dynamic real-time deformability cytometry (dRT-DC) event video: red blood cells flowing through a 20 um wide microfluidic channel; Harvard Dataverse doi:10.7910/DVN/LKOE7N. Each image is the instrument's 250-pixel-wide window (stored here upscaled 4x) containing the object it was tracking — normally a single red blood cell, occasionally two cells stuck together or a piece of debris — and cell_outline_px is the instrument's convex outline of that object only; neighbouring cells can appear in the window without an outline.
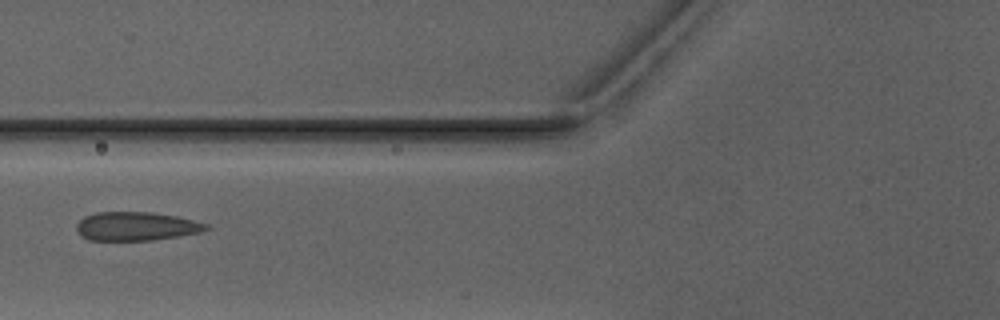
{"species": "Egyptian fruit bat (a non-hibernating species)", "species_latin": "Rousettus aegyptiacus", "temperature_condition": "warm", "stored_images_in_passage": 5, "camera_frame_rate_fps": 3000, "um_per_image_px": 0.085, "animal": {"sex": "male"}, "frame": {"image": 1, "passage_image": 5, "time_ms": 4.667, "image_size_px": [1000, 320], "cell_outline_px": [[212, 228], [200, 232], [152, 240], [88, 240], [76, 228], [76, 224], [84, 216], [96, 212], [152, 212], [176, 216], [208, 224]], "centroid_in_image_um": [11.59, 19.22], "position_along_channel_um": 114.2, "area_um2": 21.5}}